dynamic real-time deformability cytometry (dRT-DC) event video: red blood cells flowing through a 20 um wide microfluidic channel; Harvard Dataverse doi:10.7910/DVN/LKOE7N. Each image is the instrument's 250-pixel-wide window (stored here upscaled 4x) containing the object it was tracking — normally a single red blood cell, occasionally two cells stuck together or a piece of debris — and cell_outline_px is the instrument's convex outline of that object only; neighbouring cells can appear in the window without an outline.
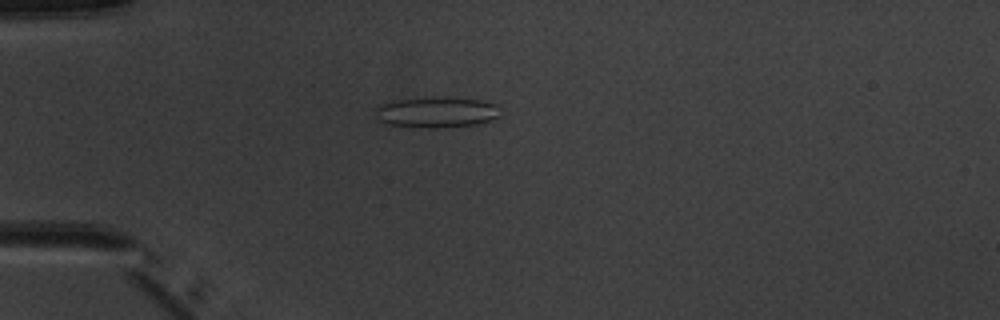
{"species": "common noctule bat (a hibernating species)", "species_latin": "Nyctalus noctula", "temperature_condition": "warm", "stored_images_in_passage": 4, "camera_frame_rate_fps": 3000, "um_per_image_px": 0.085, "animal": {"sex": "male", "body_mass_g": 20.1, "forearm_length_mm": 53.5}, "frame": {"image": 1, "passage_image": 4, "time_ms": 3.333, "image_size_px": [1000, 320], "cell_outline_px": [[496, 116], [492, 120], [476, 124], [440, 128], [424, 128], [388, 124], [376, 120], [376, 108], [380, 104], [396, 100], [432, 96], [436, 96], [480, 100], [496, 104]], "centroid_in_image_um": [37.03, 9.53], "position_along_channel_um": 48.0, "area_um2": 22.37}}